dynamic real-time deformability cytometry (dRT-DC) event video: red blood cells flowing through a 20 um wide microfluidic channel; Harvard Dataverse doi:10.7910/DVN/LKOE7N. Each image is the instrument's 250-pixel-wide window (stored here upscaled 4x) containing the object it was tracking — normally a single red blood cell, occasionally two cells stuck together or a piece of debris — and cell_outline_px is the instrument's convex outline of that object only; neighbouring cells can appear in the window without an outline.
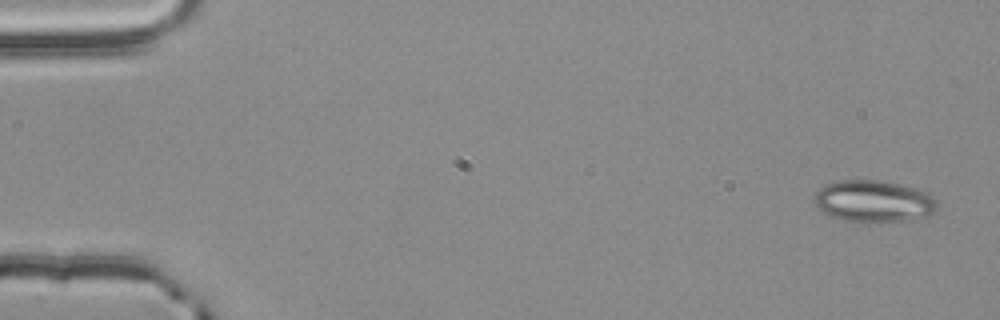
{"species": "common noctule bat (a hibernating species)", "species_latin": "Nyctalus noctula", "temperature_condition": "room temperature", "stored_images_in_passage": 4, "camera_frame_rate_fps": 3000, "um_per_image_px": 0.085, "animal": {"sex": "male", "body_mass_g": 20.4}, "frame": {"image": 1, "passage_image": 1, "time_ms": 0.0, "image_size_px": [1000, 320], "cell_outline_px": [[936, 208], [928, 216], [904, 220], [848, 220], [832, 216], [824, 212], [816, 204], [816, 192], [824, 184], [840, 180], [876, 180], [916, 188], [928, 192], [936, 200]], "centroid_in_image_um": [74.28, 17.06], "position_along_channel_um": 10.7, "area_um2": 28.96}}